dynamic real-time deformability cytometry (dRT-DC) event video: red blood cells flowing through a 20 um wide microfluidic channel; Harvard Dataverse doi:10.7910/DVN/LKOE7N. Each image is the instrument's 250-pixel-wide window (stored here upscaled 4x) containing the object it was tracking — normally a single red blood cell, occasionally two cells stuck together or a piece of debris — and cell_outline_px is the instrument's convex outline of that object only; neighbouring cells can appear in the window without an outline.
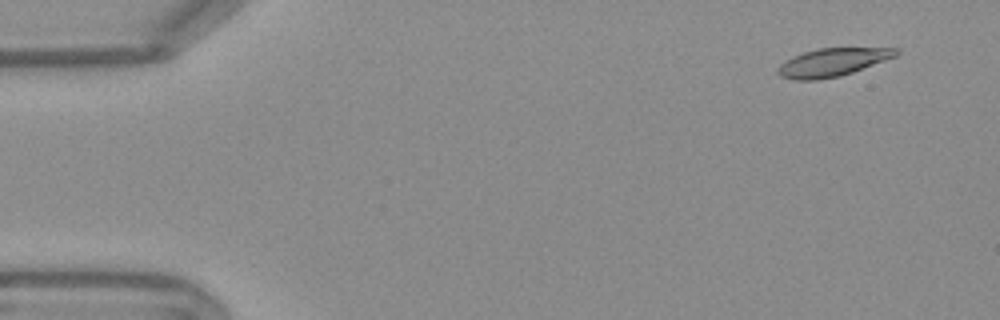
{"species": "Egyptian fruit bat (a non-hibernating species)", "species_latin": "Rousettus aegyptiacus", "temperature_condition": "warm", "stored_images_in_passage": 54, "camera_frame_rate_fps": 3000, "um_per_image_px": 0.085, "frame": {"image": 1, "passage_image": 4, "time_ms": 1.0, "image_size_px": [1000, 320], "cell_outline_px": [[900, 52], [896, 56], [852, 72], [840, 76], [816, 80], [796, 80], [780, 76], [776, 72], [776, 68], [784, 60], [792, 56], [804, 52], [820, 48], [896, 48]], "centroid_in_image_um": [70.7, 5.3], "position_along_channel_um": 14.3, "area_um2": 19.25}}
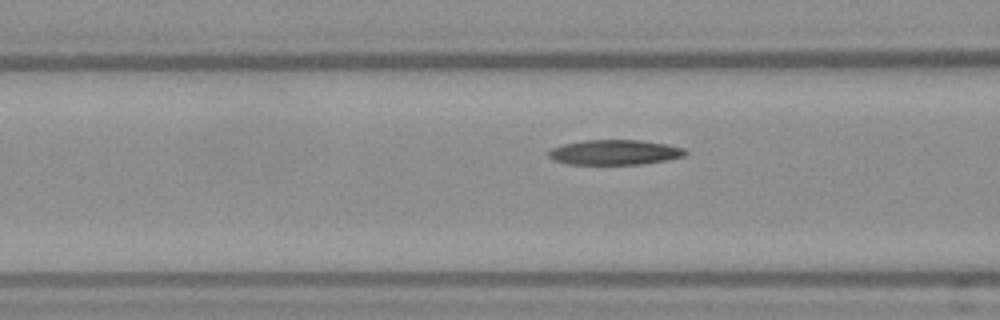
{"frame": {"image": 2, "passage_image": 21, "time_ms": 6.667, "image_size_px": [1000, 320], "cell_outline_px": [[688, 152], [684, 156], [668, 160], [640, 164], [568, 164], [552, 160], [548, 156], [548, 152], [552, 148], [564, 144], [584, 140], [640, 140], [668, 144], [684, 148]], "centroid_in_image_um": [52.26, 12.94], "position_along_channel_um": 114.3, "area_um2": 20.0}}
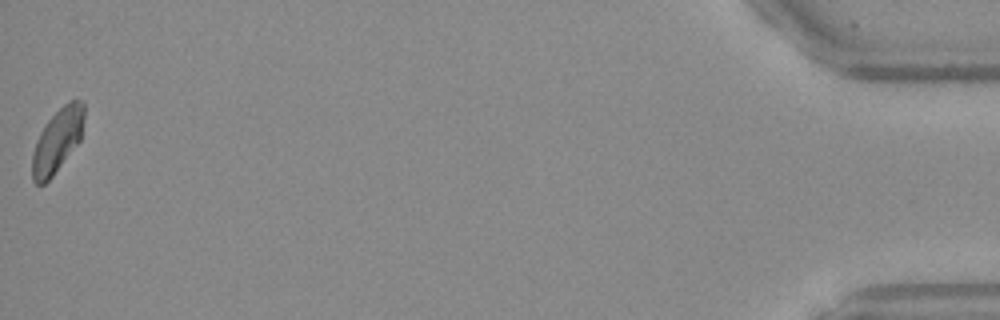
{"frame": {"image": 3, "passage_image": 54, "time_ms": 17.667, "image_size_px": [1000, 320], "cell_outline_px": [[84, 120], [80, 140], [52, 176], [44, 184], [36, 184], [32, 180], [32, 152], [36, 140], [44, 124], [68, 100], [80, 100], [84, 104]], "centroid_in_image_um": [4.86, 11.94], "position_along_channel_um": 430.3, "area_um2": 19.13}}